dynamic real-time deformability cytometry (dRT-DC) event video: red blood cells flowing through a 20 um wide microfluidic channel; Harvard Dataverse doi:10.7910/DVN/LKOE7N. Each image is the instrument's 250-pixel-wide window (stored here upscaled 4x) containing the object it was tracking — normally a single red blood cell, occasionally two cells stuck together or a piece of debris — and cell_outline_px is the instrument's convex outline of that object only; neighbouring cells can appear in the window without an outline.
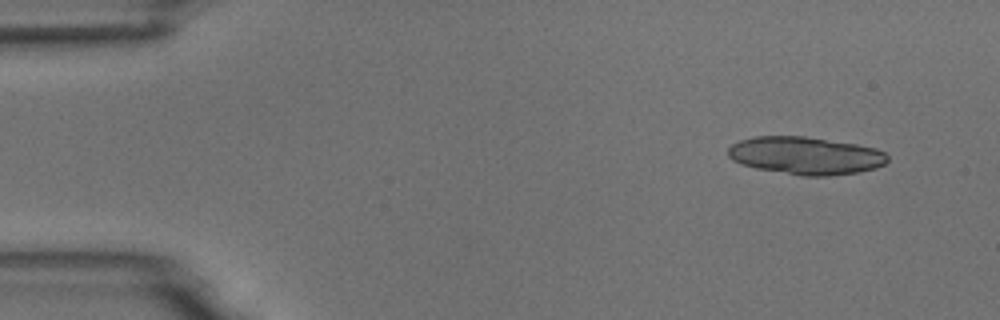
{"species": "common noctule bat (a hibernating species)", "species_latin": "Nyctalus noctula", "temperature_condition": "room temperature", "stored_images_in_passage": 4, "camera_frame_rate_fps": 3000, "um_per_image_px": 0.085, "animal": {"sex": "male", "body_mass_g": 18.8}, "frame": {"image": 1, "passage_image": 1, "time_ms": 0.0, "image_size_px": [1000, 320], "cell_outline_px": [[888, 160], [884, 164], [876, 168], [856, 172], [828, 176], [800, 176], [756, 168], [740, 164], [732, 160], [728, 156], [728, 148], [732, 144], [740, 140], [752, 136], [804, 136], [856, 144], [876, 148], [884, 152], [888, 156]], "centroid_in_image_um": [68.45, 13.23], "position_along_channel_um": 16.5, "area_um2": 35.14}}